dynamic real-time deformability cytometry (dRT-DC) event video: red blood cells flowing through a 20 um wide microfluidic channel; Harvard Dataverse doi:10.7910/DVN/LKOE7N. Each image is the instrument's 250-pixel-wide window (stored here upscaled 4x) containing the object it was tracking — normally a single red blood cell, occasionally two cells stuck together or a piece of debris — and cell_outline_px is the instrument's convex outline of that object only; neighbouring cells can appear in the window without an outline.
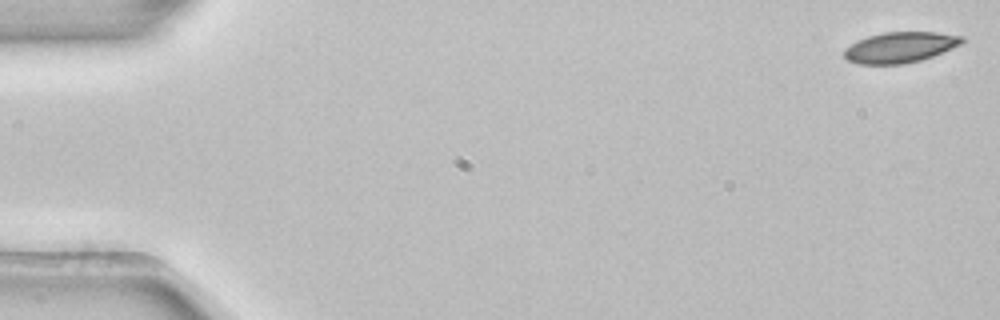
{"species": "common noctule bat (a hibernating species)", "species_latin": "Nyctalus noctula", "temperature_condition": "room temperature", "stored_images_in_passage": 4, "camera_frame_rate_fps": 3000, "um_per_image_px": 0.085, "animal": {"sex": "female", "body_mass_g": 22.7, "forearm_length_mm": 54.2}, "frame": {"image": 1, "passage_image": 1, "time_ms": 0.0, "image_size_px": [1000, 320], "cell_outline_px": [[964, 40], [960, 44], [952, 48], [932, 56], [920, 60], [904, 64], [860, 64], [848, 60], [844, 56], [844, 48], [868, 36], [884, 32], [936, 32], [964, 36]], "centroid_in_image_um": [76.51, 4.02], "position_along_channel_um": 8.5, "area_um2": 20.87}}
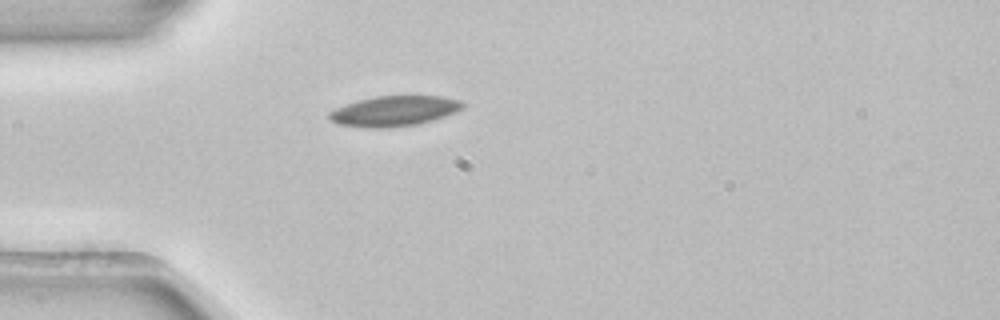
{"frame": {"image": 2, "passage_image": 4, "time_ms": 1.0, "image_size_px": [1000, 320], "cell_outline_px": [[464, 108], [456, 112], [432, 120], [416, 124], [384, 128], [372, 128], [340, 124], [332, 120], [328, 116], [328, 112], [336, 108], [360, 100], [376, 96], [444, 96], [460, 100], [464, 104]], "centroid_in_image_um": [33.55, 9.43], "position_along_channel_um": 51.4, "area_um2": 23.24}}